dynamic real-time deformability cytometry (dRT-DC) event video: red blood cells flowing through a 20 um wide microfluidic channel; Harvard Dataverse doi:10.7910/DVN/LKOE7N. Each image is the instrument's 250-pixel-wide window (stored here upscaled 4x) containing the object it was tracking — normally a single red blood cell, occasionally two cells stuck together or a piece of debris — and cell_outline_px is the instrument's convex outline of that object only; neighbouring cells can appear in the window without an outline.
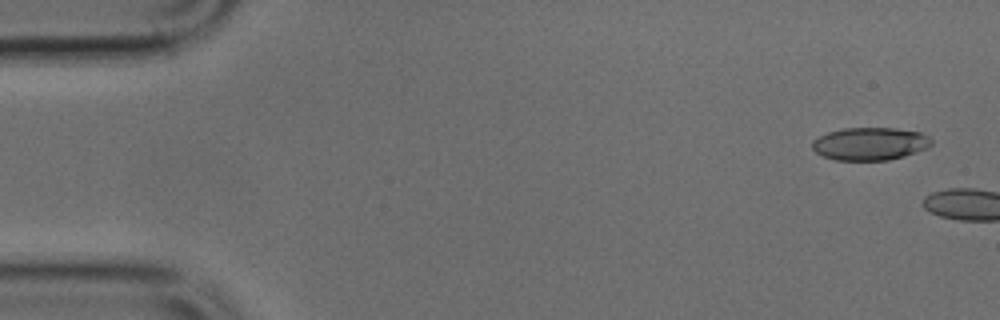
{"species": "common noctule bat (a hibernating species)", "species_latin": "Nyctalus noctula", "temperature_condition": "cold", "stored_images_in_passage": 4, "camera_frame_rate_fps": 3000, "um_per_image_px": 0.085, "animal": {"sex": "male", "body_mass_g": 17.9, "forearm_length_mm": 54.2}, "frame": {"image": 1, "passage_image": 2, "time_ms": 0.333, "image_size_px": [1000, 320], "cell_outline_px": [[932, 144], [916, 152], [904, 156], [888, 160], [836, 160], [824, 156], [816, 152], [812, 148], [812, 140], [828, 132], [844, 128], [896, 128], [920, 132], [928, 136], [932, 140]], "centroid_in_image_um": [73.94, 12.21], "position_along_channel_um": 11.1, "area_um2": 22.66}}